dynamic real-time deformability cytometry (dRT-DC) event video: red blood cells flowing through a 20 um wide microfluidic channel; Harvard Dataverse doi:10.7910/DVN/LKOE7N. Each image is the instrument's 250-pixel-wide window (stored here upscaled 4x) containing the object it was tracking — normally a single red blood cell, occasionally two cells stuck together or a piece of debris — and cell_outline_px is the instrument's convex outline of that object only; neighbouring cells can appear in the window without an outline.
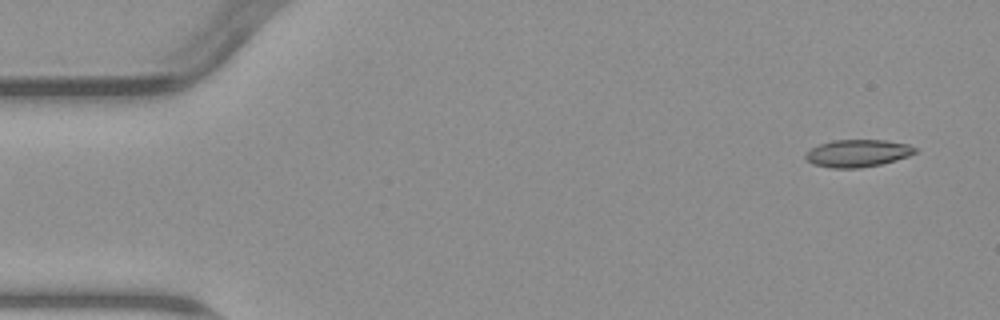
{"species": "common noctule bat (a hibernating species)", "species_latin": "Nyctalus noctula", "temperature_condition": "warm", "stored_images_in_passage": 4, "camera_frame_rate_fps": 3000, "um_per_image_px": 0.085, "animal": {"sex": "male", "body_mass_g": 23.1, "forearm_length_mm": 52.7}, "frame": {"image": 1, "passage_image": 1, "time_ms": 0.0, "image_size_px": [1000, 320], "cell_outline_px": [[916, 152], [908, 156], [896, 160], [880, 164], [860, 168], [832, 168], [812, 164], [804, 156], [812, 148], [820, 144], [832, 140], [884, 140], [908, 144], [916, 148]], "centroid_in_image_um": [72.9, 13.03], "position_along_channel_um": 12.1, "area_um2": 17.34}}
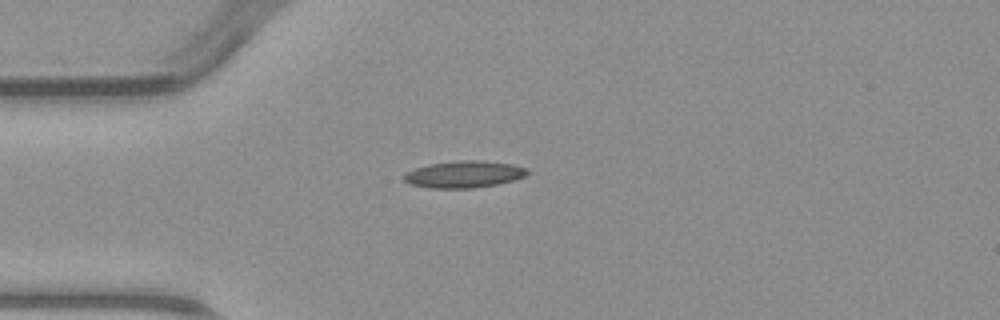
{"frame": {"image": 2, "passage_image": 4, "time_ms": 3.667, "image_size_px": [1000, 320], "cell_outline_px": [[528, 172], [524, 176], [512, 180], [496, 184], [472, 188], [432, 188], [408, 184], [404, 180], [404, 176], [408, 172], [416, 168], [428, 164], [460, 160], [480, 160], [512, 164], [528, 168]], "centroid_in_image_um": [39.43, 14.81], "position_along_channel_um": 45.6, "area_um2": 19.13}}